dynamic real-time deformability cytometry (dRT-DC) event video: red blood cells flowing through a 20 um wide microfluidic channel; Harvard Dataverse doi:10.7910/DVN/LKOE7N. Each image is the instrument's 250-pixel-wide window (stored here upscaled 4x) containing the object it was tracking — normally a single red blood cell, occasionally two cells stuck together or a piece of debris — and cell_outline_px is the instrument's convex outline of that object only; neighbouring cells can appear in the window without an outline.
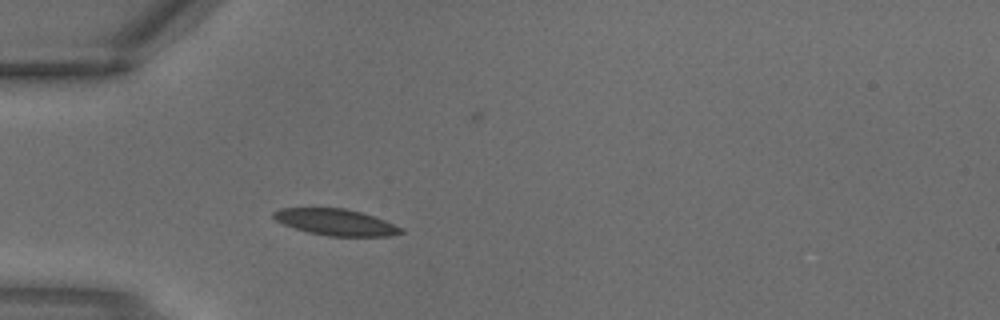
{"species": "common noctule bat (a hibernating species)", "species_latin": "Nyctalus noctula", "temperature_condition": "warm", "stored_images_in_passage": 1, "camera_frame_rate_fps": 3000, "um_per_image_px": 0.085, "animal": {"sex": "male", "body_mass_g": 18.8}, "frame": {"image": 1, "passage_image": 1, "time_ms": 0.0, "image_size_px": [1000, 320], "cell_outline_px": [[404, 232], [388, 236], [328, 236], [308, 232], [284, 224], [276, 220], [272, 216], [272, 212], [280, 208], [344, 208], [360, 212], [384, 220], [404, 228]], "centroid_in_image_um": [28.54, 18.88], "position_along_channel_um": 56.5, "area_um2": 19.42}}